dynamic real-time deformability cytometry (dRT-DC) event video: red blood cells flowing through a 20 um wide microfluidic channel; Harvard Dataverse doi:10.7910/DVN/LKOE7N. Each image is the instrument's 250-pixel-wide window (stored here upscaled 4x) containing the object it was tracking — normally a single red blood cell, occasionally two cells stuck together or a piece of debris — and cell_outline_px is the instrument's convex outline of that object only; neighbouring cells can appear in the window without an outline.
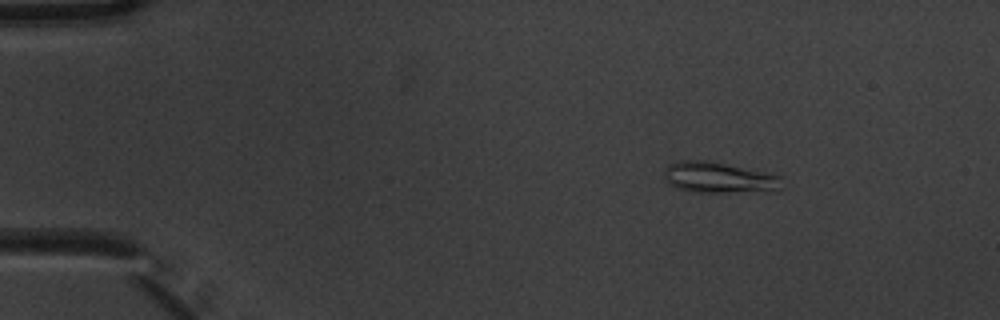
{"species": "common noctule bat (a hibernating species)", "species_latin": "Nyctalus noctula", "temperature_condition": "warm", "stored_images_in_passage": 4, "camera_frame_rate_fps": 3000, "um_per_image_px": 0.085, "animal": {"sex": "male", "body_mass_g": 20.1, "forearm_length_mm": 53.5}, "frame": {"image": 1, "passage_image": 2, "time_ms": 0.333, "image_size_px": [1000, 320], "cell_outline_px": [[780, 188], [728, 192], [696, 192], [676, 188], [668, 184], [664, 180], [664, 168], [668, 164], [680, 160], [704, 160], [724, 164], [780, 176]], "centroid_in_image_um": [60.91, 15.08], "position_along_channel_um": 24.1, "area_um2": 20.46}}
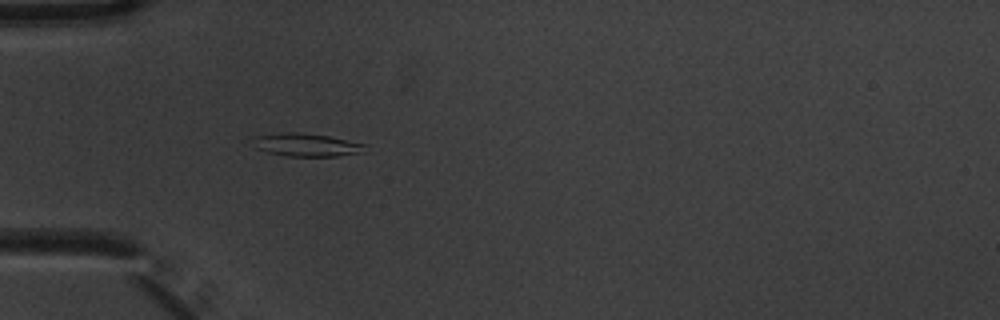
{"frame": {"image": 2, "passage_image": 4, "time_ms": 1.0, "image_size_px": [1000, 320], "cell_outline_px": [[368, 144], [356, 152], [336, 156], [284, 156], [268, 152], [256, 148], [252, 136], [280, 132], [300, 132], [328, 136]], "centroid_in_image_um": [25.94, 12.29], "position_along_channel_um": 59.1, "area_um2": 14.85}}